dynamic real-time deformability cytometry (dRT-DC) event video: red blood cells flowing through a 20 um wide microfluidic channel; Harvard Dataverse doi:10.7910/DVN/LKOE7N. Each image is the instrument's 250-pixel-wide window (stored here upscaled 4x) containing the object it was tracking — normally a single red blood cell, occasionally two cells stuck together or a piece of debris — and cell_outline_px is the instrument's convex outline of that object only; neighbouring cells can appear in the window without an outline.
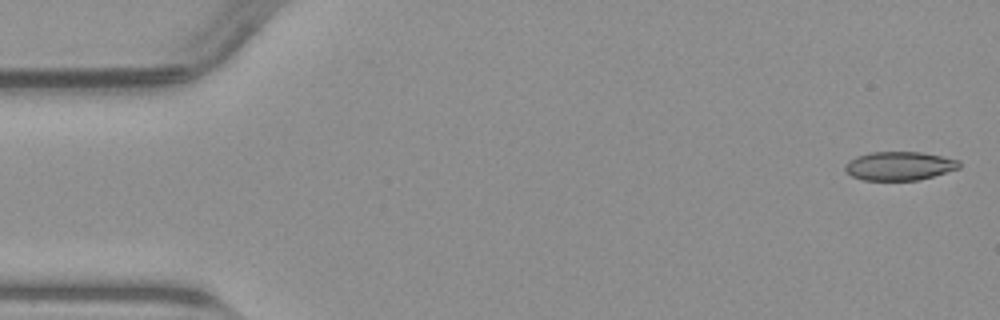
{"species": "common noctule bat (a hibernating species)", "species_latin": "Nyctalus noctula", "temperature_condition": "warm", "stored_images_in_passage": 49, "camera_frame_rate_fps": 3000, "um_per_image_px": 0.085, "animal": {"sex": "male", "body_mass_g": 23.1, "forearm_length_mm": 52.7}, "frame": {"image": 1, "passage_image": 1, "time_ms": 0.0, "image_size_px": [1000, 320], "cell_outline_px": [[960, 168], [932, 176], [916, 180], [864, 180], [852, 176], [844, 168], [844, 164], [848, 160], [856, 156], [872, 152], [924, 152], [960, 160]], "centroid_in_image_um": [76.44, 14.09], "position_along_channel_um": 8.6, "area_um2": 19.07}}
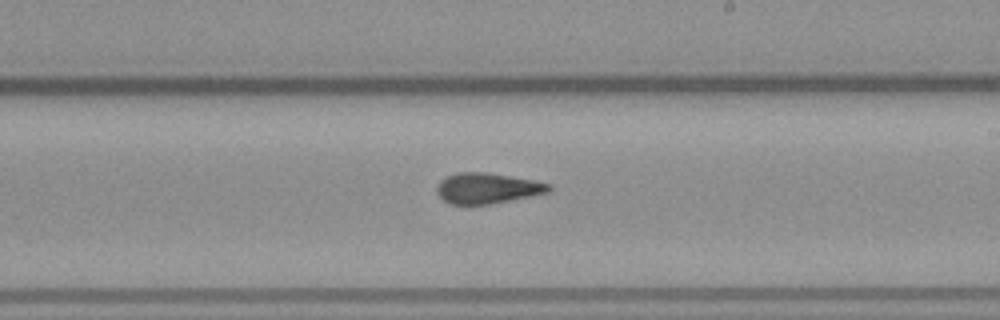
{"frame": {"image": 2, "passage_image": 28, "time_ms": 9.0, "image_size_px": [1000, 320], "cell_outline_px": [[552, 188], [548, 192], [488, 204], [452, 204], [444, 200], [436, 192], [436, 188], [440, 180], [444, 176], [456, 172], [484, 172], [532, 180], [552, 184]], "centroid_in_image_um": [41.37, 15.98], "position_along_channel_um": 247.6, "area_um2": 19.71}}
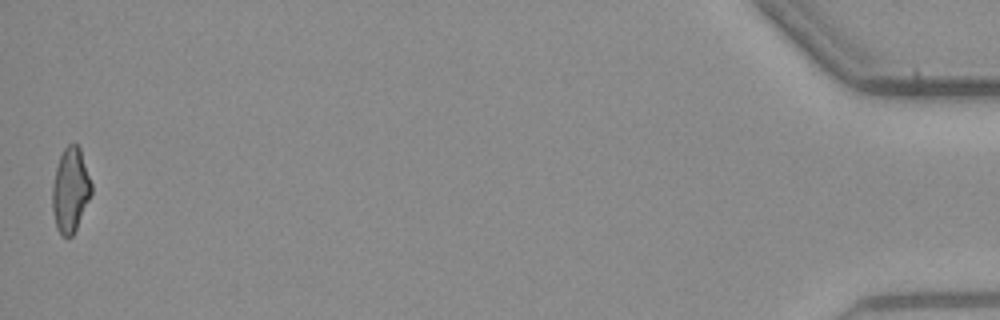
{"frame": {"image": 3, "passage_image": 49, "time_ms": 16.0, "image_size_px": [1000, 320], "cell_outline_px": [[92, 192], [76, 228], [72, 236], [60, 236], [56, 228], [52, 208], [52, 188], [56, 168], [60, 156], [64, 148], [68, 144], [76, 144], [80, 148], [92, 184]], "centroid_in_image_um": [5.97, 16.16], "position_along_channel_um": 429.2, "area_um2": 19.07}}